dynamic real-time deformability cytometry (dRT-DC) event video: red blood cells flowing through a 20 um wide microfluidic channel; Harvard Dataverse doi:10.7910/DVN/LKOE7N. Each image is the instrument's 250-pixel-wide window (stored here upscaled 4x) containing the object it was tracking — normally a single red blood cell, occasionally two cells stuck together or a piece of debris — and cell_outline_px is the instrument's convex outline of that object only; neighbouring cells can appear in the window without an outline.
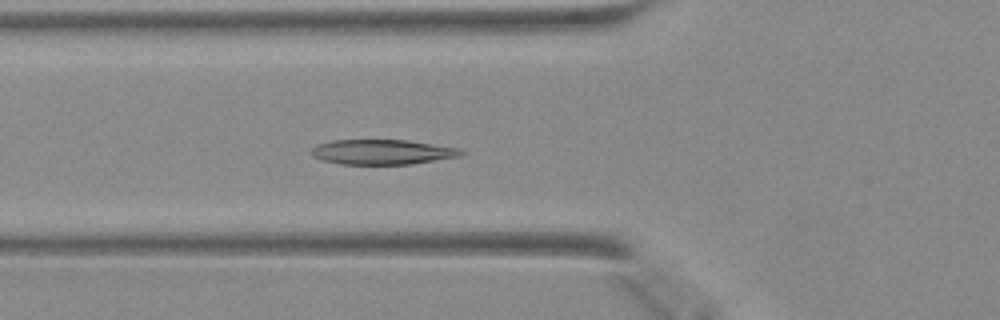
{"species": "Egyptian fruit bat (a non-hibernating species)", "species_latin": "Rousettus aegyptiacus", "temperature_condition": "warm", "stored_images_in_passage": 33, "camera_frame_rate_fps": 3000, "um_per_image_px": 0.085, "animal": {"sex": "female"}, "frame": {"image": 1, "passage_image": 7, "time_ms": 2.0, "image_size_px": [1000, 320], "cell_outline_px": [[464, 152], [460, 156], [408, 164], [340, 164], [324, 160], [312, 156], [312, 148], [316, 144], [332, 140], [408, 140], [460, 148]], "centroid_in_image_um": [32.47, 12.91], "position_along_channel_um": 93.3, "area_um2": 21.62}}
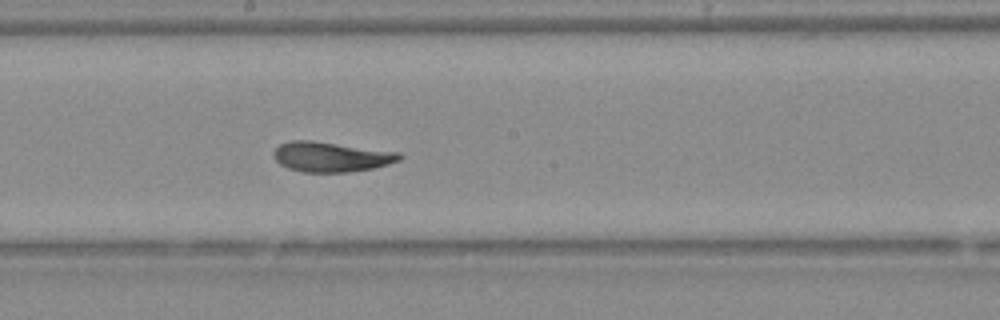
{"frame": {"image": 2, "passage_image": 16, "time_ms": 5.0, "image_size_px": [1000, 320], "cell_outline_px": [[404, 156], [400, 160], [388, 164], [372, 168], [348, 172], [304, 172], [288, 168], [280, 164], [272, 156], [272, 152], [280, 144], [292, 140], [312, 140], [400, 152]], "centroid_in_image_um": [28.14, 13.32], "position_along_channel_um": 220.1, "area_um2": 22.08}}
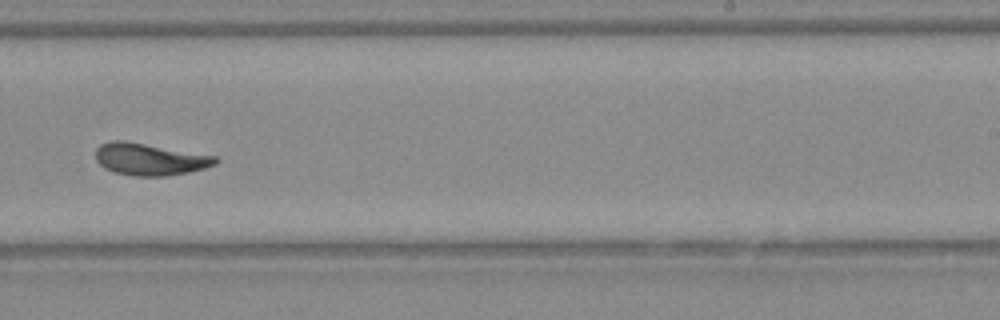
{"frame": {"image": 3, "passage_image": 20, "time_ms": 6.333, "image_size_px": [1000, 320], "cell_outline_px": [[220, 160], [216, 164], [204, 168], [188, 172], [164, 176], [136, 176], [112, 172], [104, 168], [96, 160], [96, 148], [100, 144], [112, 140], [124, 140], [216, 156]], "centroid_in_image_um": [12.71, 13.53], "position_along_channel_um": 276.3, "area_um2": 22.37}}